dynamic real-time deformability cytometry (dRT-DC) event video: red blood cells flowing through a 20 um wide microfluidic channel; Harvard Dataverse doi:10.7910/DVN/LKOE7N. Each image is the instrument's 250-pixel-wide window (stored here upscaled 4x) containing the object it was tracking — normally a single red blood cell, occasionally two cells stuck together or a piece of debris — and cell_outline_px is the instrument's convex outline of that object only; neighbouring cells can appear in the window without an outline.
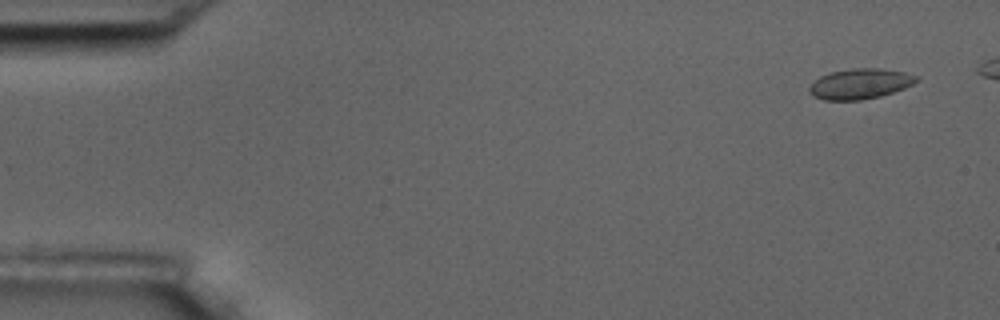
{"species": "common noctule bat (a hibernating species)", "species_latin": "Nyctalus noctula", "temperature_condition": "room temperature", "stored_images_in_passage": 6, "camera_frame_rate_fps": 3000, "um_per_image_px": 0.085, "animal": {"sex": "male", "body_mass_g": 17.5, "forearm_length_mm": 52.3}, "frame": {"image": 1, "passage_image": 1, "time_ms": 0.0, "image_size_px": [1000, 320], "cell_outline_px": [[920, 80], [904, 88], [880, 96], [860, 100], [824, 100], [812, 96], [808, 92], [808, 88], [820, 76], [832, 72], [852, 68], [880, 68], [904, 72], [920, 76]], "centroid_in_image_um": [73.12, 7.12], "position_along_channel_um": 11.9, "area_um2": 18.96}}